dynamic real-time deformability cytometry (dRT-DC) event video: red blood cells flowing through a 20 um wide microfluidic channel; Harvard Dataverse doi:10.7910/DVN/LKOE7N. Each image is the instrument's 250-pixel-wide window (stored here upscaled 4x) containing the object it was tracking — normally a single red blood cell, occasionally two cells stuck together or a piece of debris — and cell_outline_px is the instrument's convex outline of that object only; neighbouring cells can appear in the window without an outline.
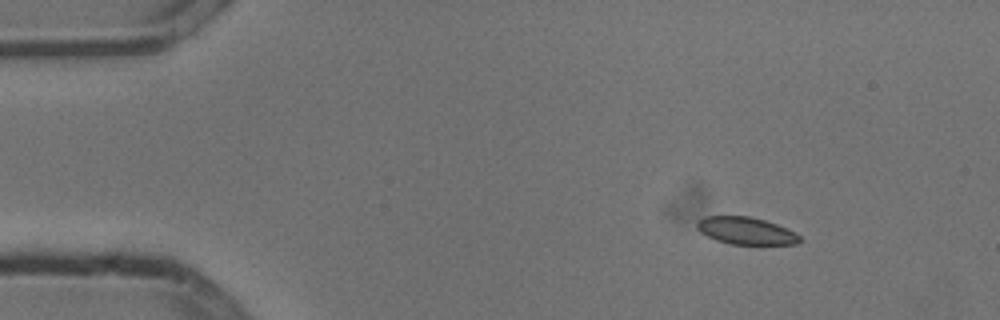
{"species": "common noctule bat (a hibernating species)", "species_latin": "Nyctalus noctula", "temperature_condition": "cold", "stored_images_in_passage": 5, "camera_frame_rate_fps": 3000, "um_per_image_px": 0.085, "animal": {"sex": "male", "body_mass_g": 13.3}, "frame": {"image": 1, "passage_image": 2, "time_ms": 0.333, "image_size_px": [1000, 320], "cell_outline_px": [[800, 240], [796, 244], [732, 244], [716, 240], [700, 232], [696, 228], [696, 224], [704, 216], [748, 216], [764, 220], [776, 224], [796, 232], [800, 236]], "centroid_in_image_um": [63.4, 19.61], "position_along_channel_um": 21.6, "area_um2": 16.18}}